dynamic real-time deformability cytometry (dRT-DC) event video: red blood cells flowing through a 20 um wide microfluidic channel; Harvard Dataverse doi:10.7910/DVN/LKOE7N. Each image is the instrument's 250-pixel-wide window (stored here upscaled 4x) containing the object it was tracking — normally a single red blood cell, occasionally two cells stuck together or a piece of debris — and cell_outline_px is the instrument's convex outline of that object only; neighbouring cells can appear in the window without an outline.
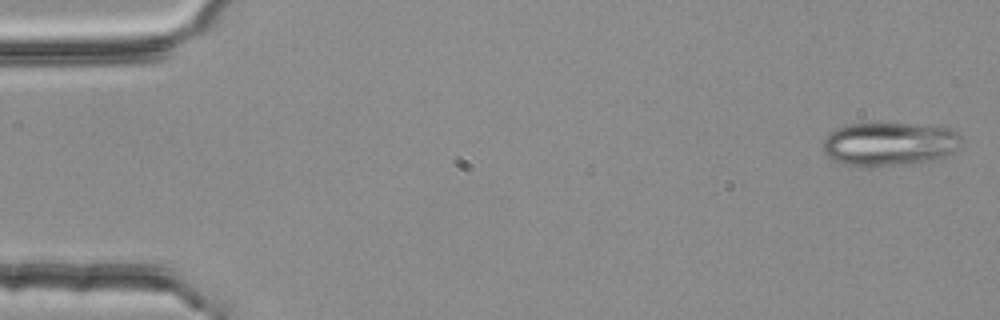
{"species": "common noctule bat (a hibernating species)", "species_latin": "Nyctalus noctula", "temperature_condition": "room temperature", "stored_images_in_passage": 5, "camera_frame_rate_fps": 3000, "um_per_image_px": 0.085, "animal": {"sex": "female", "body_mass_g": 25.1}, "frame": {"image": 1, "passage_image": 1, "time_ms": 0.0, "image_size_px": [1000, 320], "cell_outline_px": [[964, 140], [952, 152], [944, 156], [932, 160], [888, 164], [844, 164], [832, 160], [824, 152], [824, 140], [836, 128], [848, 124], [908, 124], [952, 128]], "centroid_in_image_um": [75.62, 12.2], "position_along_channel_um": 9.4, "area_um2": 33.99}}